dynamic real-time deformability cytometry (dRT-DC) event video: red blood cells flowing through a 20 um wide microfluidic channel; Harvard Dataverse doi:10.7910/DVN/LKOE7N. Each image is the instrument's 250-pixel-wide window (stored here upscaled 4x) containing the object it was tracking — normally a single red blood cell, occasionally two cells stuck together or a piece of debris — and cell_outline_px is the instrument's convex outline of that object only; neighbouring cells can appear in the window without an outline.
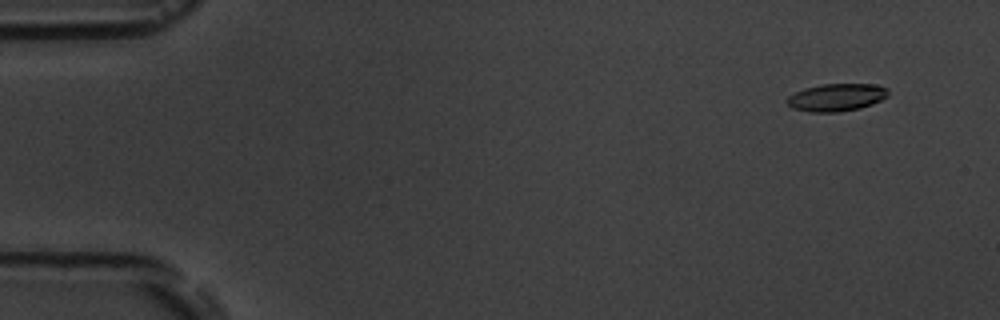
{"species": "common noctule bat (a hibernating species)", "species_latin": "Nyctalus noctula", "temperature_condition": "room temperature", "stored_images_in_passage": 6, "segment_of_instrument_passage": [1, 2], "camera_frame_rate_fps": 3000, "um_per_image_px": 0.085, "animal": {"sex": "male", "body_mass_g": 19.5, "forearm_length_mm": 54.6}, "frame": {"image": 1, "passage_image": 2, "time_ms": 1.0, "image_size_px": [1000, 320], "cell_outline_px": [[888, 96], [872, 104], [860, 108], [840, 112], [812, 112], [792, 108], [784, 100], [788, 96], [804, 88], [820, 84], [876, 84], [888, 88]], "centroid_in_image_um": [71.09, 8.27], "position_along_channel_um": 13.9, "area_um2": 16.36}}